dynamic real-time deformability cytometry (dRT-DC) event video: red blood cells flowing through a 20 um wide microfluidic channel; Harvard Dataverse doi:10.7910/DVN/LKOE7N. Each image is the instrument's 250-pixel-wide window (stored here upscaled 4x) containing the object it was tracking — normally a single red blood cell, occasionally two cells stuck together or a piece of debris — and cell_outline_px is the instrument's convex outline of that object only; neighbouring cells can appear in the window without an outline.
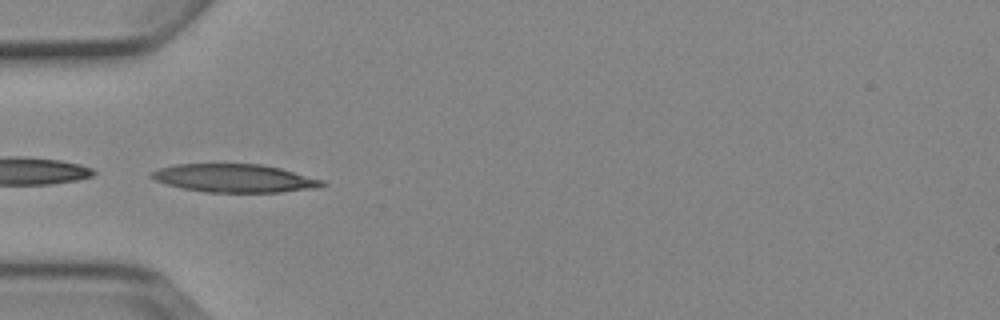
{"species": "Egyptian fruit bat (a non-hibernating species)", "species_latin": "Rousettus aegyptiacus", "temperature_condition": "cold", "stored_images_in_passage": 7, "camera_frame_rate_fps": 3000, "um_per_image_px": 0.085, "animal": {"sex": "female"}, "frame": {"image": 1, "passage_image": 5, "time_ms": 4.667, "image_size_px": [1000, 320], "cell_outline_px": [[328, 184], [316, 188], [280, 192], [208, 192], [184, 188], [168, 184], [156, 180], [148, 176], [152, 172], [160, 168], [176, 164], [260, 164], [280, 168], [324, 180]], "centroid_in_image_um": [19.97, 15.14], "position_along_channel_um": 65.0, "area_um2": 27.8}}
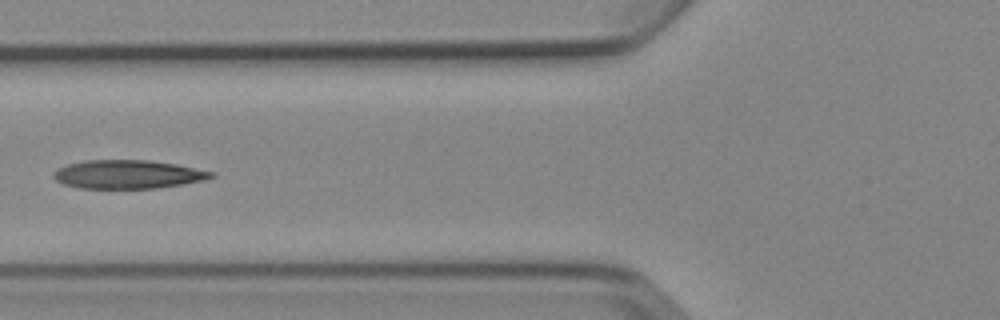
{"frame": {"image": 2, "passage_image": 6, "time_ms": 6.0, "image_size_px": [1000, 320], "cell_outline_px": [[216, 176], [204, 180], [184, 184], [156, 188], [80, 188], [64, 184], [56, 180], [52, 176], [52, 172], [56, 168], [68, 164], [84, 160], [148, 160], [176, 164], [212, 172]], "centroid_in_image_um": [10.83, 14.81], "position_along_channel_um": 115.0, "area_um2": 26.24}}
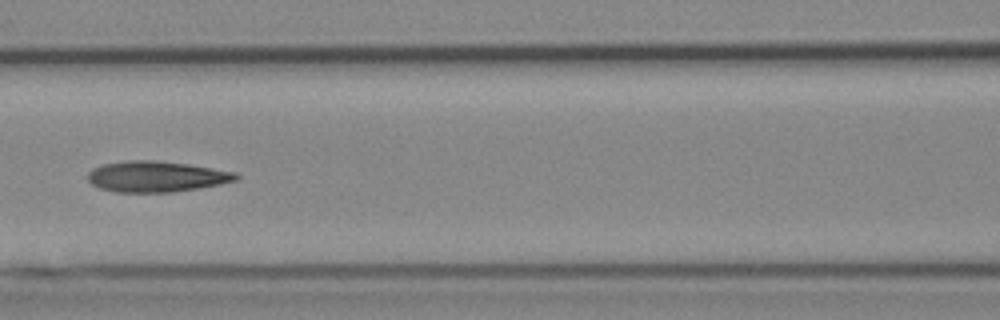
{"frame": {"image": 3, "passage_image": 7, "time_ms": 7.0, "image_size_px": [1000, 320], "cell_outline_px": [[240, 176], [236, 180], [220, 184], [200, 188], [172, 192], [116, 192], [100, 188], [92, 184], [88, 180], [88, 172], [92, 168], [104, 164], [128, 160], [152, 160], [188, 164], [236, 172]], "centroid_in_image_um": [13.29, 15.01], "position_along_channel_um": 153.3, "area_um2": 26.59}}